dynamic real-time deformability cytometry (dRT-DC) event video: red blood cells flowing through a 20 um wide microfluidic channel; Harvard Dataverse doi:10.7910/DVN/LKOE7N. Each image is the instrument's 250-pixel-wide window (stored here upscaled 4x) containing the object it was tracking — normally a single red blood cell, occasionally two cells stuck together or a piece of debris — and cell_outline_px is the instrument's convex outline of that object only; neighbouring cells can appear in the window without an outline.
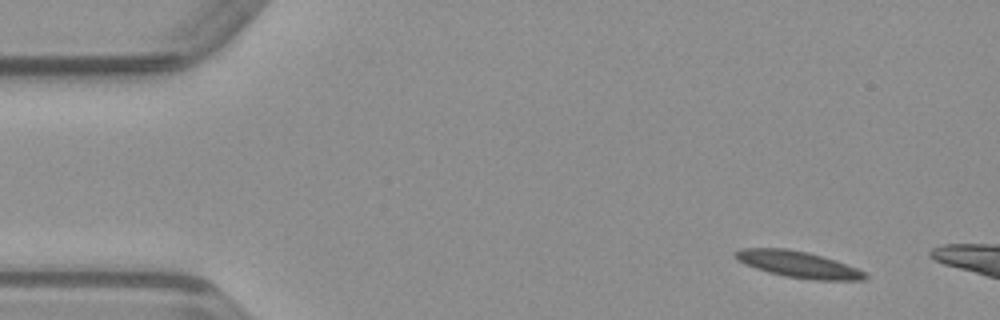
{"species": "common noctule bat (a hibernating species)", "species_latin": "Nyctalus noctula", "temperature_condition": "warm", "stored_images_in_passage": 13, "camera_frame_rate_fps": 3000, "um_per_image_px": 0.085, "animal": {"sex": "male", "body_mass_g": 23.1, "forearm_length_mm": 52.7}, "frame": {"image": 1, "passage_image": 4, "time_ms": 1.0, "image_size_px": [1000, 320], "cell_outline_px": [[868, 276], [864, 280], [816, 280], [788, 276], [768, 272], [756, 268], [740, 260], [732, 252], [740, 248], [784, 248], [808, 252], [836, 260], [856, 268], [864, 272]], "centroid_in_image_um": [67.87, 22.46], "position_along_channel_um": 17.1, "area_um2": 19.59}}